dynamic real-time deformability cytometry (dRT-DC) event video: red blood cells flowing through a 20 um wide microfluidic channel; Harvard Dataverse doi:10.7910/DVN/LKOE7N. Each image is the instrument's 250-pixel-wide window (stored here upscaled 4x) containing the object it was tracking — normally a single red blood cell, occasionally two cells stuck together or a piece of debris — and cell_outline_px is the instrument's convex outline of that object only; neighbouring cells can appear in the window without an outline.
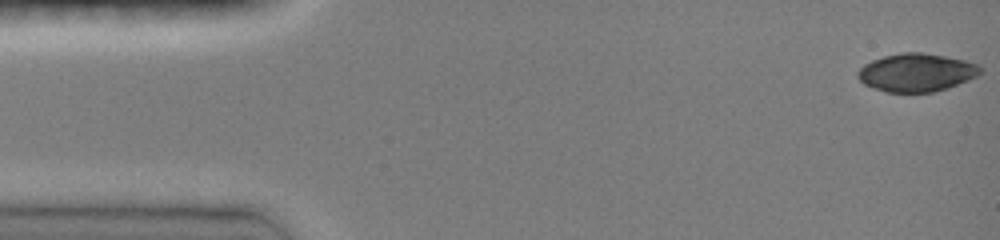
{"species": "common noctule bat (a hibernating species)", "species_latin": "Nyctalus noctula", "temperature_condition": "room temperature", "stored_images_in_passage": 46, "camera_frame_rate_fps": 3000, "um_per_image_px": 0.085, "animal": {"sex": "female", "body_mass_g": 19.0, "forearm_length_mm": 51.5}, "frame": {"image": 1, "passage_image": 1, "time_ms": 0.0, "image_size_px": [1000, 240], "cell_outline_px": [[984, 68], [976, 76], [968, 80], [948, 88], [932, 92], [884, 92], [872, 88], [864, 84], [856, 76], [856, 72], [864, 64], [872, 60], [884, 56], [900, 52], [920, 52], [944, 56], [964, 60], [980, 64]], "centroid_in_image_um": [77.88, 6.16], "position_along_channel_um": 7.1, "area_um2": 27.4}}
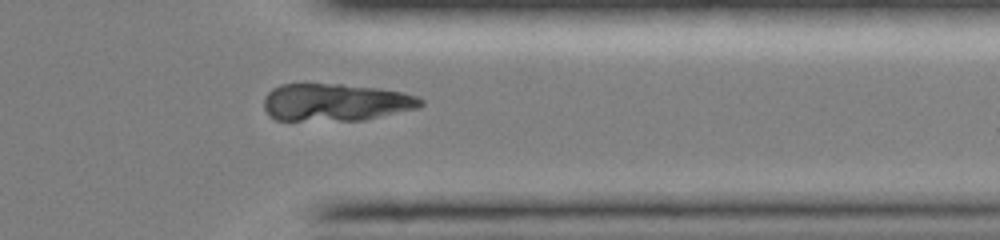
{"frame": {"image": 2, "passage_image": 37, "time_ms": 12.0, "image_size_px": [1000, 240], "cell_outline_px": [[424, 104], [420, 108], [364, 120], [276, 120], [268, 116], [264, 108], [264, 96], [272, 88], [280, 84], [340, 84], [380, 88], [400, 92], [416, 96], [424, 100]], "centroid_in_image_um": [28.52, 8.7], "position_along_channel_um": 382.9, "area_um2": 34.45}}
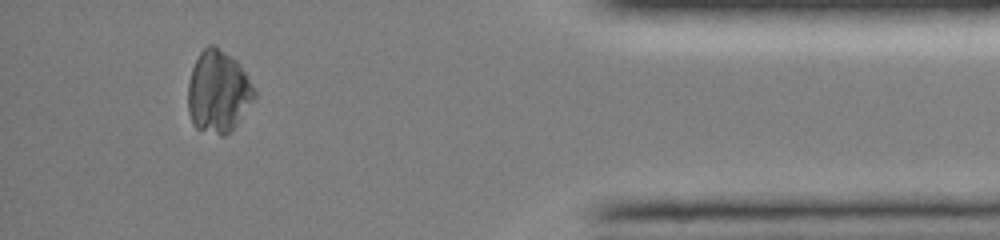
{"frame": {"image": 3, "passage_image": 42, "time_ms": 13.667, "image_size_px": [1000, 240], "cell_outline_px": [[256, 100], [232, 132], [224, 136], [220, 136], [196, 128], [192, 124], [188, 112], [188, 84], [192, 68], [200, 52], [208, 44], [216, 44], [232, 56], [236, 60], [244, 72], [256, 92]], "centroid_in_image_um": [18.56, 7.82], "position_along_channel_um": 416.6, "area_um2": 32.37}}